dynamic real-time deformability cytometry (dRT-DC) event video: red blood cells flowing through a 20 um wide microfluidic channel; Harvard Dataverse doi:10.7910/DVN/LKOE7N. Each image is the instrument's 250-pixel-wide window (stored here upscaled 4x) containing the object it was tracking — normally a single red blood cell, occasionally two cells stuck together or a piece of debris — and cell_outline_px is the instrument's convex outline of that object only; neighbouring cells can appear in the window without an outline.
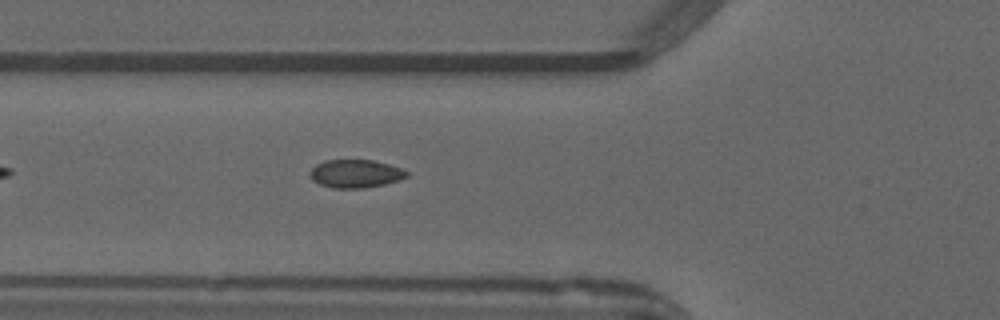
{"species": "common noctule bat (a hibernating species)", "species_latin": "Nyctalus noctula", "temperature_condition": "warm", "stored_images_in_passage": 30, "camera_frame_rate_fps": 3000, "um_per_image_px": 0.085, "animal": {"sex": "male", "forearm_length_mm": 52.5}, "frame": {"image": 1, "passage_image": 4, "time_ms": 1.0, "image_size_px": [1000, 320], "cell_outline_px": [[412, 172], [408, 176], [384, 184], [364, 188], [332, 188], [320, 184], [312, 180], [308, 176], [308, 172], [316, 164], [324, 160], [372, 160], [388, 164]], "centroid_in_image_um": [30.18, 14.76], "position_along_channel_um": 95.6, "area_um2": 15.95}}
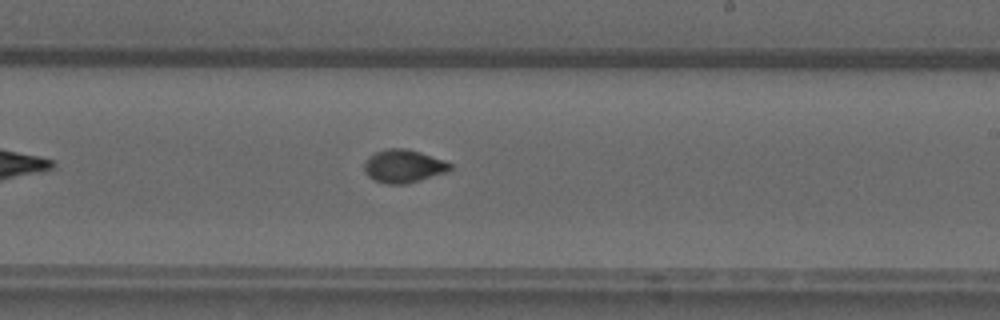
{"frame": {"image": 2, "passage_image": 16, "time_ms": 5.0, "image_size_px": [1000, 320], "cell_outline_px": [[452, 168], [444, 172], [408, 184], [388, 184], [376, 180], [368, 176], [364, 172], [364, 164], [376, 152], [388, 148], [404, 148], [420, 152], [444, 160], [452, 164]], "centroid_in_image_um": [34.31, 14.12], "position_along_channel_um": 254.7, "area_um2": 16.24}}
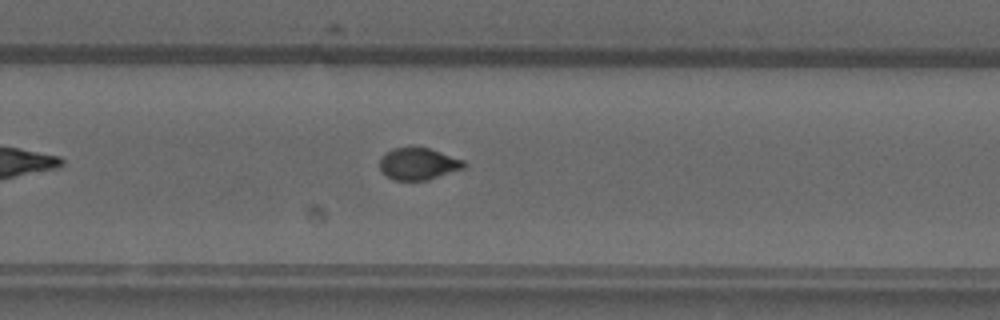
{"frame": {"image": 3, "passage_image": 19, "time_ms": 6.0, "image_size_px": [1000, 320], "cell_outline_px": [[468, 164], [464, 168], [428, 180], [392, 180], [380, 168], [380, 156], [392, 148], [412, 144], [428, 148], [464, 160]], "centroid_in_image_um": [35.54, 13.88], "position_along_channel_um": 294.3, "area_um2": 16.07}}